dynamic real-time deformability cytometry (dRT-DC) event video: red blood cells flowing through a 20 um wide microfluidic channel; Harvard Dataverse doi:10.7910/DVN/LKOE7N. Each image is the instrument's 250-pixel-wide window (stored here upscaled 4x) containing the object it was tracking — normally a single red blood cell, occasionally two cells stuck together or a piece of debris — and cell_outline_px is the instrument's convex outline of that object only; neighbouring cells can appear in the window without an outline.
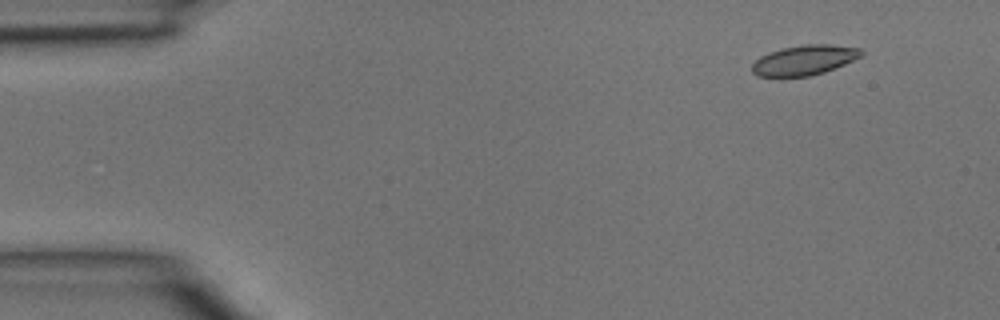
{"species": "common noctule bat (a hibernating species)", "species_latin": "Nyctalus noctula", "temperature_condition": "room temperature", "stored_images_in_passage": 3, "camera_frame_rate_fps": 3000, "um_per_image_px": 0.085, "animal": {"sex": "male", "body_mass_g": 15.6}, "frame": {"image": 1, "passage_image": 1, "time_ms": 0.0, "image_size_px": [1000, 320], "cell_outline_px": [[864, 52], [860, 56], [844, 64], [824, 72], [812, 76], [756, 76], [752, 72], [752, 64], [760, 56], [768, 52], [780, 48], [804, 44], [828, 44], [860, 48]], "centroid_in_image_um": [68.33, 5.1], "position_along_channel_um": 16.7, "area_um2": 19.02}}
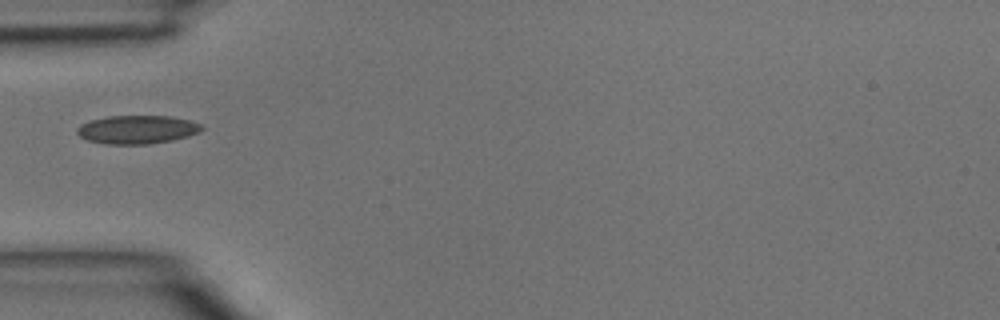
{"frame": {"image": 2, "passage_image": 3, "time_ms": 0.667, "image_size_px": [1000, 320], "cell_outline_px": [[204, 128], [200, 132], [188, 136], [172, 140], [148, 144], [104, 144], [88, 140], [80, 136], [76, 132], [76, 128], [80, 124], [92, 120], [108, 116], [168, 116], [188, 120], [200, 124]], "centroid_in_image_um": [11.64, 11.01], "position_along_channel_um": 73.4, "area_um2": 20.58}}